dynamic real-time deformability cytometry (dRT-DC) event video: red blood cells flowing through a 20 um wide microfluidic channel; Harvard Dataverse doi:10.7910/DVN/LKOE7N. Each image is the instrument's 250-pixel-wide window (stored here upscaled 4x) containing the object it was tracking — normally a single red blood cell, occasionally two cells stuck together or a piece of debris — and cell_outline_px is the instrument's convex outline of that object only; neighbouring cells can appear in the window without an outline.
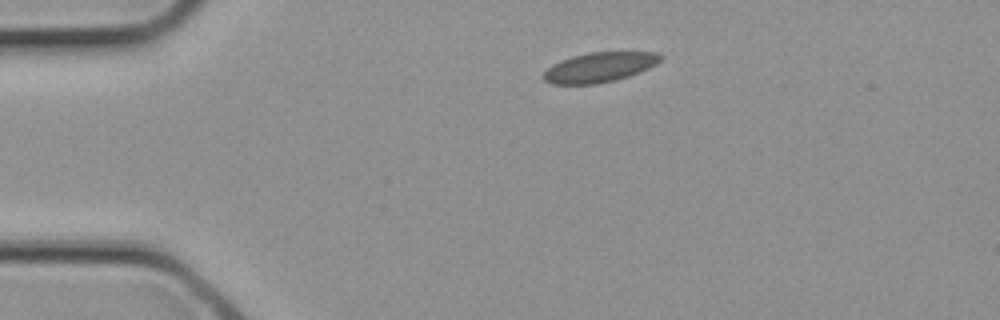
{"species": "common noctule bat (a hibernating species)", "species_latin": "Nyctalus noctula", "temperature_condition": "cold", "stored_images_in_passage": 2, "camera_frame_rate_fps": 3000, "um_per_image_px": 0.085, "animal": {"sex": "female", "body_mass_g": 21.9}, "frame": {"image": 1, "passage_image": 1, "time_ms": 0.0, "image_size_px": [1000, 320], "cell_outline_px": [[664, 56], [656, 64], [640, 72], [616, 80], [596, 84], [552, 84], [544, 80], [540, 76], [552, 64], [560, 60], [572, 56], [588, 52], [656, 52]], "centroid_in_image_um": [50.93, 5.71], "position_along_channel_um": 34.1, "area_um2": 20.46}}